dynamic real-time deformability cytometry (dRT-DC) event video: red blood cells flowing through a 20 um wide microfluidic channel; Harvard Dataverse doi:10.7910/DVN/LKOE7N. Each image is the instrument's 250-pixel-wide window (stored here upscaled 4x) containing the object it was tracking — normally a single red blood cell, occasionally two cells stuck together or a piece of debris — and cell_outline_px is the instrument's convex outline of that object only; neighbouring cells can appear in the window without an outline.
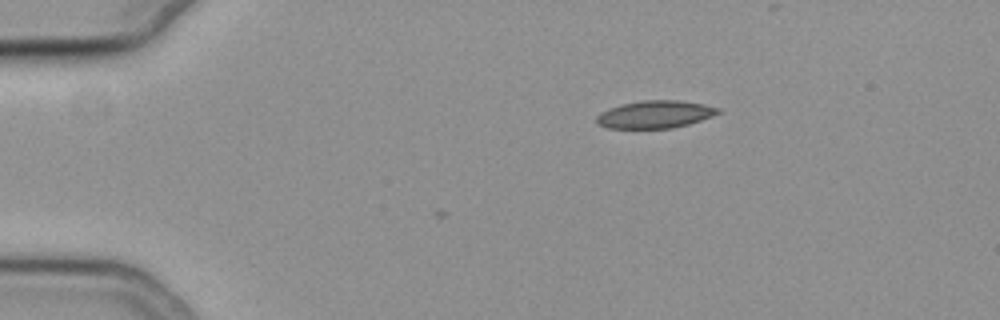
{"species": "common noctule bat (a hibernating species)", "species_latin": "Nyctalus noctula", "temperature_condition": "cold", "stored_images_in_passage": 4, "camera_frame_rate_fps": 3000, "um_per_image_px": 0.085, "animal": {"sex": "female", "body_mass_g": 19.3, "forearm_length_mm": 54.1}, "frame": {"image": 1, "passage_image": 1, "time_ms": 0.0, "image_size_px": [1000, 320], "cell_outline_px": [[720, 112], [712, 116], [688, 124], [672, 128], [608, 128], [596, 124], [596, 116], [600, 112], [608, 108], [620, 104], [644, 100], [676, 100], [704, 104], [720, 108]], "centroid_in_image_um": [55.64, 9.72], "position_along_channel_um": 29.4, "area_um2": 19.54}}